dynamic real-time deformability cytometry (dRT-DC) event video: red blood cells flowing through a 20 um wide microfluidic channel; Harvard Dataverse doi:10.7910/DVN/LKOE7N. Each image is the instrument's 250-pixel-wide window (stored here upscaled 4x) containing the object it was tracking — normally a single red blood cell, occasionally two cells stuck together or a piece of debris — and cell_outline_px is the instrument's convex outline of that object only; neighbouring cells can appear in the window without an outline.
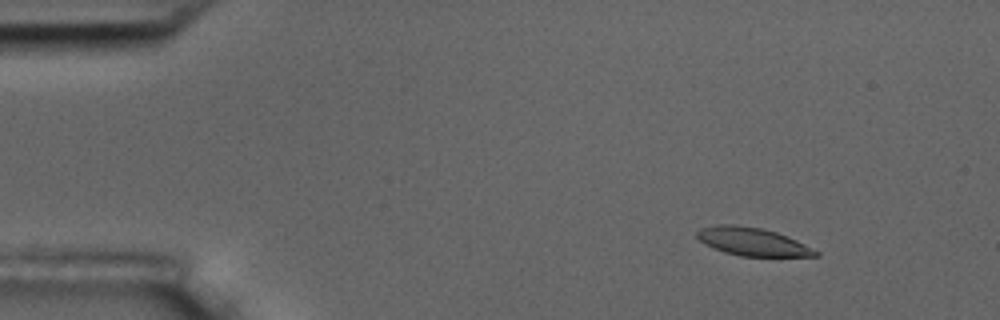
{"species": "common noctule bat (a hibernating species)", "species_latin": "Nyctalus noctula", "temperature_condition": "room temperature", "stored_images_in_passage": 10, "camera_frame_rate_fps": 3000, "um_per_image_px": 0.085, "animal": {"sex": "male", "body_mass_g": 17.5, "forearm_length_mm": 52.3}, "frame": {"image": 1, "passage_image": 2, "time_ms": 2.0, "image_size_px": [1000, 320], "cell_outline_px": [[820, 256], [740, 256], [724, 252], [700, 240], [696, 236], [696, 232], [700, 228], [716, 224], [732, 224], [760, 228], [776, 232], [796, 240], [820, 252]], "centroid_in_image_um": [63.96, 20.54], "position_along_channel_um": 21.0, "area_um2": 19.13}}
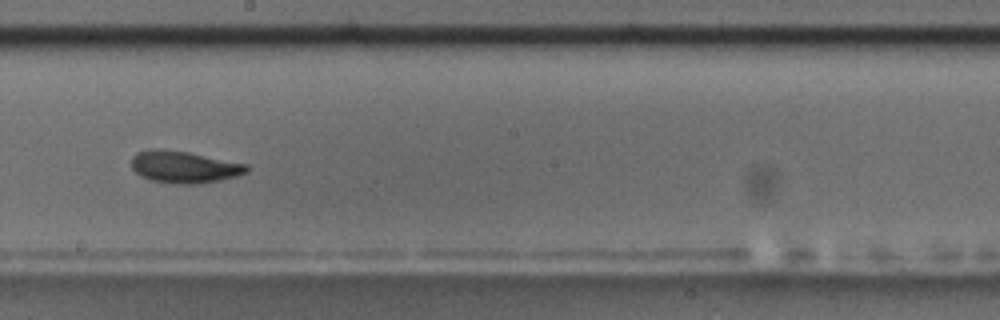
{"frame": {"image": 2, "passage_image": 9, "time_ms": 10.333, "image_size_px": [1000, 320], "cell_outline_px": [[248, 172], [236, 176], [220, 180], [200, 184], [176, 184], [152, 180], [140, 176], [132, 168], [132, 156], [136, 152], [148, 148], [160, 148], [188, 152], [248, 164]], "centroid_in_image_um": [15.63, 14.18], "position_along_channel_um": 232.6, "area_um2": 21.68}}
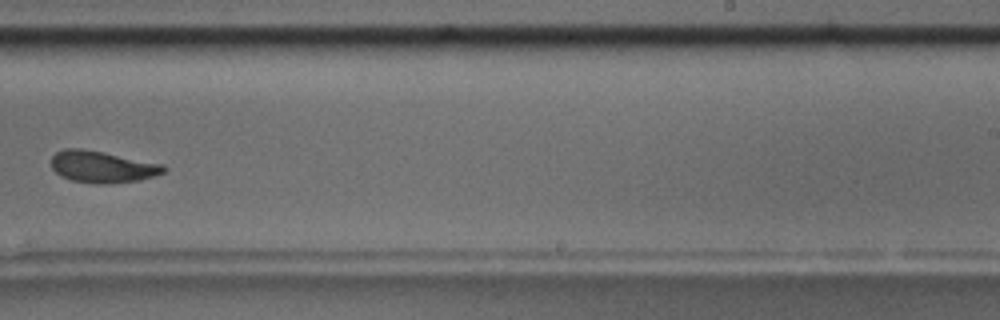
{"frame": {"image": 3, "passage_image": 10, "time_ms": 11.667, "image_size_px": [1000, 320], "cell_outline_px": [[168, 168], [164, 172], [140, 180], [104, 184], [96, 184], [72, 180], [60, 176], [52, 168], [52, 156], [56, 152], [64, 148], [80, 148], [104, 152], [164, 164]], "centroid_in_image_um": [8.69, 14.17], "position_along_channel_um": 280.3, "area_um2": 20.81}}